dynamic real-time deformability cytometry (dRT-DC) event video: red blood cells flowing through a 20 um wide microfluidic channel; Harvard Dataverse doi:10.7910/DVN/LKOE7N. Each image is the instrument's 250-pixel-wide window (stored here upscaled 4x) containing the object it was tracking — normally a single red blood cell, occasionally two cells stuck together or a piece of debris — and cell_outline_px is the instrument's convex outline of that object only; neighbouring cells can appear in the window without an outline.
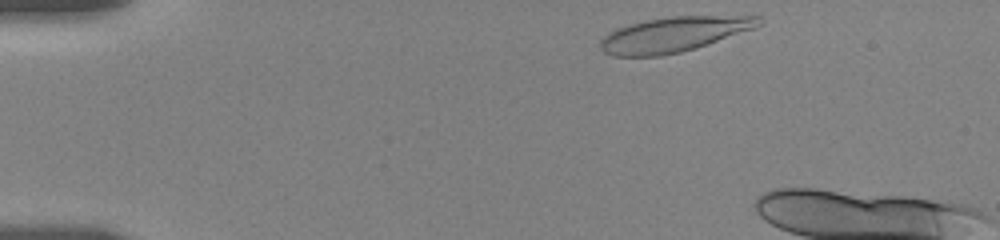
{"species": "human", "species_latin": "Homo sapiens", "temperature_condition": "room temperature", "stored_images_in_passage": 6, "camera_frame_rate_fps": 3000, "um_per_image_px": 0.085, "donor": {"sex": "female"}, "frame": {"image": 1, "passage_image": 1, "time_ms": 0.0, "image_size_px": [1000, 240], "cell_outline_px": [[764, 24], [756, 28], [696, 48], [680, 52], [660, 56], [612, 56], [604, 52], [600, 48], [600, 40], [608, 32], [616, 28], [628, 24], [668, 16], [760, 16], [764, 20]], "centroid_in_image_um": [57.29, 2.92], "position_along_channel_um": 27.7, "area_um2": 32.54}}